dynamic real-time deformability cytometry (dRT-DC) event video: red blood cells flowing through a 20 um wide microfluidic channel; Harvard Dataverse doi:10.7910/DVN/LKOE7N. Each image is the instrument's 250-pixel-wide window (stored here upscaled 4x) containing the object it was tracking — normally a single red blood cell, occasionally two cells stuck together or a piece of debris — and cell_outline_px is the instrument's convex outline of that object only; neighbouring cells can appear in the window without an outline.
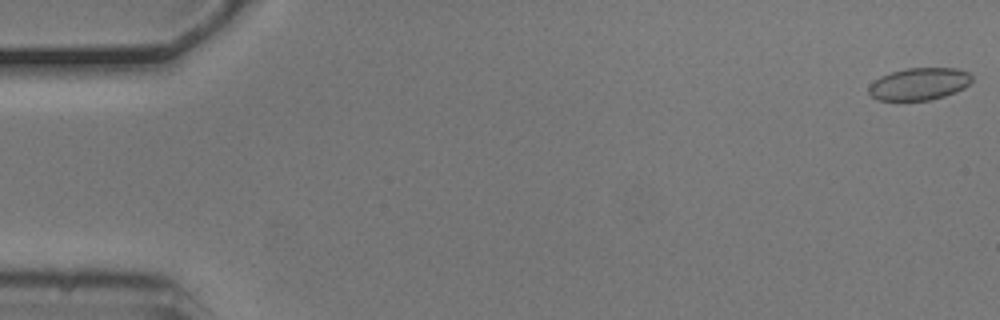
{"species": "common noctule bat (a hibernating species)", "species_latin": "Nyctalus noctula", "temperature_condition": "cold", "stored_images_in_passage": 5, "camera_frame_rate_fps": 3000, "um_per_image_px": 0.085, "animal": {"sex": "male", "body_mass_g": 20.5, "forearm_length_mm": 52.5}, "frame": {"image": 1, "passage_image": 1, "time_ms": 0.0, "image_size_px": [1000, 320], "cell_outline_px": [[972, 80], [964, 88], [956, 92], [944, 96], [928, 100], [880, 100], [872, 96], [868, 92], [868, 88], [880, 76], [892, 72], [908, 68], [956, 68], [968, 72], [972, 76]], "centroid_in_image_um": [78.15, 7.13], "position_along_channel_um": 6.8, "area_um2": 19.19}}
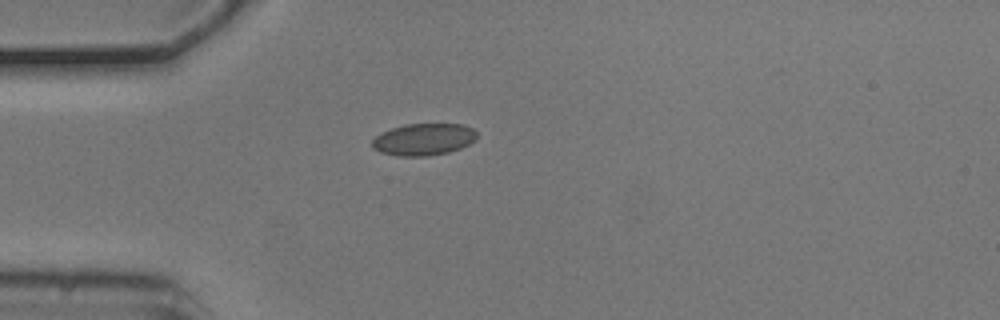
{"frame": {"image": 2, "passage_image": 5, "time_ms": 1.333, "image_size_px": [1000, 320], "cell_outline_px": [[476, 140], [460, 148], [448, 152], [428, 156], [396, 156], [380, 152], [372, 148], [372, 140], [376, 136], [392, 128], [404, 124], [464, 124], [472, 128], [476, 132]], "centroid_in_image_um": [36.0, 11.85], "position_along_channel_um": 49.0, "area_um2": 19.48}}